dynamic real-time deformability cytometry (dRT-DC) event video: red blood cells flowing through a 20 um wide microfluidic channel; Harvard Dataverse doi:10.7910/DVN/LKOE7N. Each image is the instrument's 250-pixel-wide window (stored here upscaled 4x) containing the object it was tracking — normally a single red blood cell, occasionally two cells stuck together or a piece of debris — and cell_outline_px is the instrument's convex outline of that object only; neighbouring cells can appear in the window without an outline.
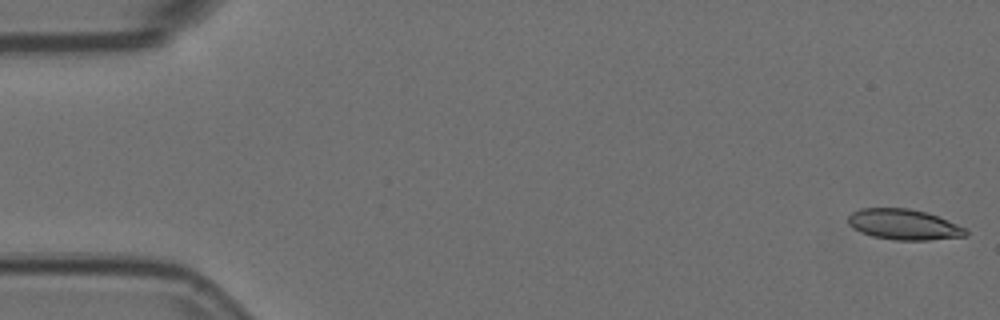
{"species": "Egyptian fruit bat (a non-hibernating species)", "species_latin": "Rousettus aegyptiacus", "temperature_condition": "room temperature", "stored_images_in_passage": 4, "camera_frame_rate_fps": 3000, "um_per_image_px": 0.085, "animal": {"sex": "female"}, "frame": {"image": 1, "passage_image": 1, "time_ms": 0.0, "image_size_px": [1000, 320], "cell_outline_px": [[968, 236], [928, 240], [896, 240], [872, 236], [860, 232], [848, 224], [848, 216], [852, 212], [860, 208], [908, 208], [928, 212], [948, 220], [964, 228], [968, 232]], "centroid_in_image_um": [76.82, 19.08], "position_along_channel_um": 8.2, "area_um2": 21.04}}